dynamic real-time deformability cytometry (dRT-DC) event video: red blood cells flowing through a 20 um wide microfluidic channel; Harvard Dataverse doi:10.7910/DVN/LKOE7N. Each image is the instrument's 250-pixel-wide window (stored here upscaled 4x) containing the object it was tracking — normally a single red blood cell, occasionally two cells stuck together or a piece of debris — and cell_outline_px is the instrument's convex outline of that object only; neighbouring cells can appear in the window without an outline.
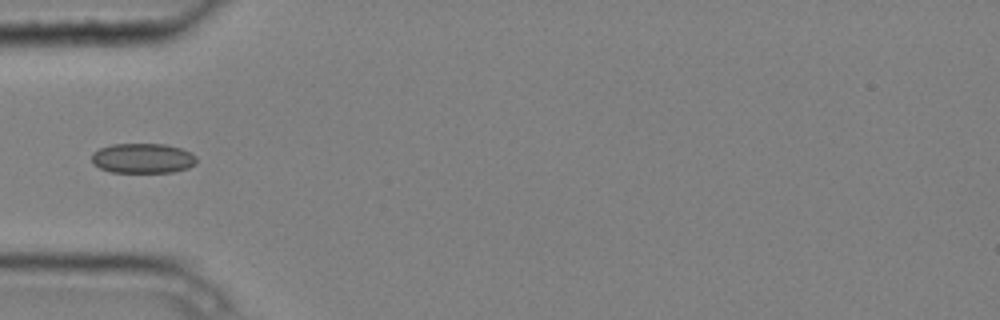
{"species": "common noctule bat (a hibernating species)", "species_latin": "Nyctalus noctula", "temperature_condition": "cold", "stored_images_in_passage": 6, "camera_frame_rate_fps": 3000, "um_per_image_px": 0.085, "animal": {"sex": "male", "body_mass_g": 20.4}, "frame": {"image": 1, "passage_image": 5, "time_ms": 1.333, "image_size_px": [1000, 320], "cell_outline_px": [[196, 164], [188, 168], [172, 172], [112, 172], [100, 168], [92, 164], [92, 152], [100, 148], [112, 144], [164, 144], [180, 148], [192, 152], [196, 156]], "centroid_in_image_um": [12.14, 13.45], "position_along_channel_um": 72.9, "area_um2": 18.38}}
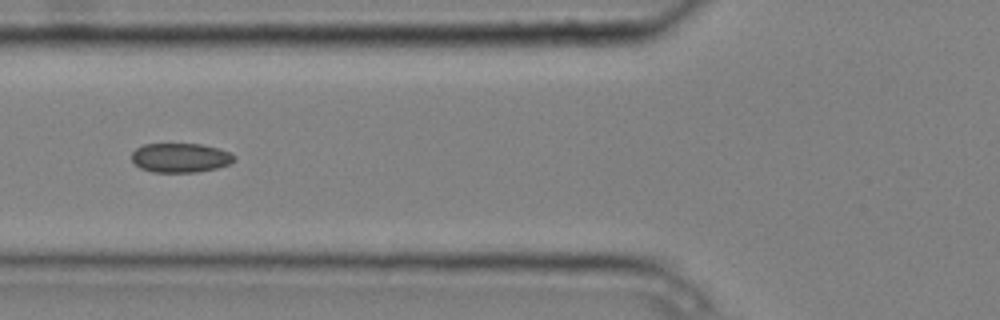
{"frame": {"image": 2, "passage_image": 6, "time_ms": 1.667, "image_size_px": [1000, 320], "cell_outline_px": [[236, 160], [232, 164], [216, 168], [196, 172], [152, 172], [140, 168], [132, 160], [132, 152], [136, 148], [144, 144], [200, 144], [220, 148], [232, 152], [236, 156]], "centroid_in_image_um": [15.39, 13.41], "position_along_channel_um": 110.4, "area_um2": 17.74}}